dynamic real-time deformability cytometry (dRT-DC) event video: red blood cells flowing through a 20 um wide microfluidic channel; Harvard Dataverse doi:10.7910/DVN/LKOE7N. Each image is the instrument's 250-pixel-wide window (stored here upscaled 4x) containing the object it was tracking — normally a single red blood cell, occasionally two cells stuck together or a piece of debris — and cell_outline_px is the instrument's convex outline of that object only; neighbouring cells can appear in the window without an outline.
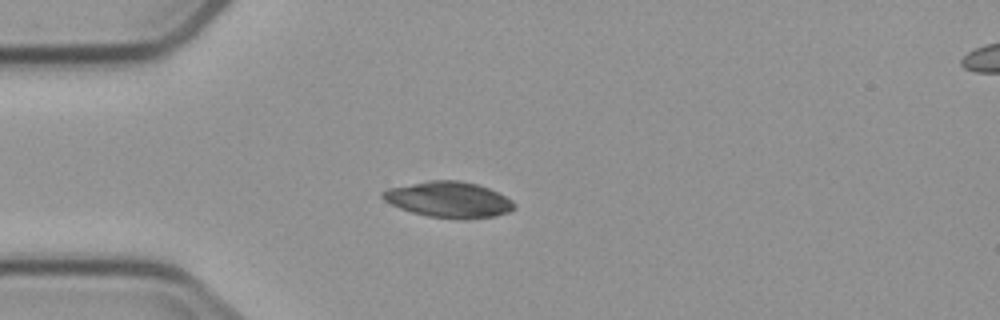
{"species": "common noctule bat (a hibernating species)", "species_latin": "Nyctalus noctula", "temperature_condition": "cold", "stored_images_in_passage": 4, "camera_frame_rate_fps": 3000, "um_per_image_px": 0.085, "animal": {"sex": "male", "body_mass_g": 23.1, "forearm_length_mm": 52.7}, "frame": {"image": 1, "passage_image": 4, "time_ms": 3.333, "image_size_px": [1000, 320], "cell_outline_px": [[516, 208], [508, 212], [496, 216], [468, 220], [456, 220], [428, 216], [412, 212], [400, 208], [384, 200], [380, 196], [380, 192], [388, 188], [428, 180], [456, 180], [476, 184], [488, 188], [512, 200], [516, 204]], "centroid_in_image_um": [38.14, 16.98], "position_along_channel_um": 46.9, "area_um2": 27.74}}